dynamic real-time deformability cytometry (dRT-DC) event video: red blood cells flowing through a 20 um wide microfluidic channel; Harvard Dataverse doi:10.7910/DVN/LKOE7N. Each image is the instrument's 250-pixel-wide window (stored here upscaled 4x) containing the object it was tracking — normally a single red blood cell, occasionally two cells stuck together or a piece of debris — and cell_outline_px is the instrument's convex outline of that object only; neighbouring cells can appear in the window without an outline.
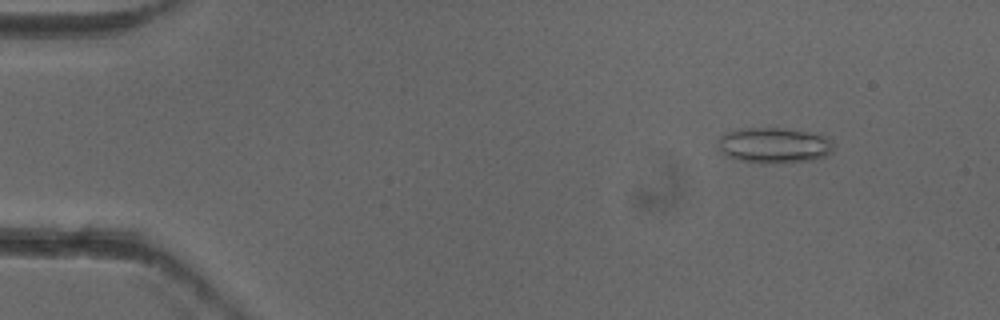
{"species": "common noctule bat (a hibernating species)", "species_latin": "Nyctalus noctula", "temperature_condition": "cold", "stored_images_in_passage": 4, "camera_frame_rate_fps": 3000, "um_per_image_px": 0.085, "animal": {"sex": "female"}, "frame": {"image": 1, "passage_image": 2, "time_ms": 0.333, "image_size_px": [1000, 320], "cell_outline_px": [[832, 152], [824, 156], [812, 160], [772, 164], [760, 164], [736, 160], [724, 156], [716, 144], [720, 136], [728, 132], [740, 128], [784, 128], [832, 136]], "centroid_in_image_um": [65.77, 12.36], "position_along_channel_um": 19.2, "area_um2": 24.57}}